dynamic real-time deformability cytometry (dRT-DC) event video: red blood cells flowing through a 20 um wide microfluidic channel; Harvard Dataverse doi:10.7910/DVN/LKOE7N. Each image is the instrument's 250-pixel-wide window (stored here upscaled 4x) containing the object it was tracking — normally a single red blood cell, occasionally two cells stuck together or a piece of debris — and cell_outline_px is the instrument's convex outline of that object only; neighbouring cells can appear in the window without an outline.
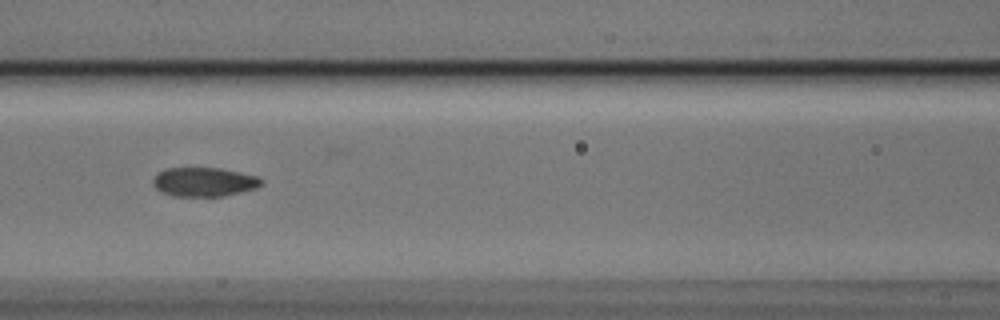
{"species": "Egyptian fruit bat (a non-hibernating species)", "species_latin": "Rousettus aegyptiacus", "temperature_condition": "cold", "stored_images_in_passage": 7, "camera_frame_rate_fps": 3000, "um_per_image_px": 0.085, "animal": {"sex": "male"}, "frame": {"image": 1, "passage_image": 7, "time_ms": 2.0, "image_size_px": [1000, 320], "cell_outline_px": [[264, 184], [256, 188], [224, 196], [172, 196], [160, 192], [152, 184], [152, 180], [156, 172], [164, 168], [220, 168], [256, 176], [264, 180]], "centroid_in_image_um": [17.3, 15.46], "position_along_channel_um": 149.3, "area_um2": 18.55}}